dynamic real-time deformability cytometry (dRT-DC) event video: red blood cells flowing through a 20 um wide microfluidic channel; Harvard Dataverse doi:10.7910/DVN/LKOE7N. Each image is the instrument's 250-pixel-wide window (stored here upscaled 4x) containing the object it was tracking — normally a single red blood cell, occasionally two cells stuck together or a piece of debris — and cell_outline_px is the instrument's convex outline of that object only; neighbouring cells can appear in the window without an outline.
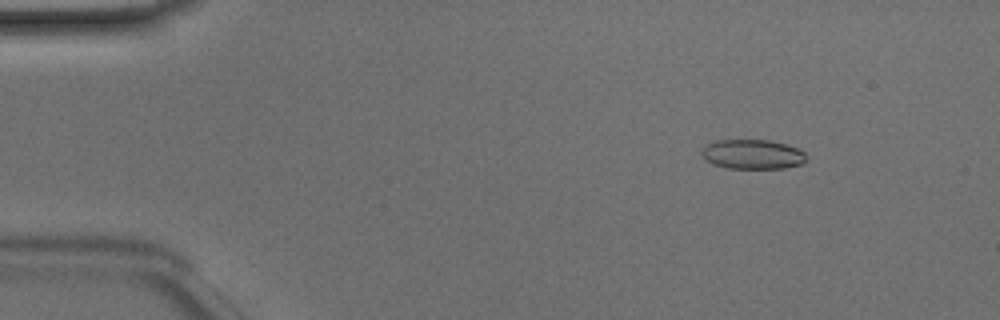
{"species": "Egyptian fruit bat (a non-hibernating species)", "species_latin": "Rousettus aegyptiacus", "temperature_condition": "room temperature", "stored_images_in_passage": 48, "camera_frame_rate_fps": 3000, "um_per_image_px": 0.085, "animal": {"sex": "male"}, "frame": {"image": 1, "passage_image": 6, "time_ms": 1.667, "image_size_px": [1000, 320], "cell_outline_px": [[808, 160], [804, 164], [784, 168], [728, 168], [712, 164], [704, 160], [700, 156], [700, 152], [708, 144], [716, 140], [768, 140], [788, 144], [804, 152], [808, 156]], "centroid_in_image_um": [63.99, 13.12], "position_along_channel_um": 21.0, "area_um2": 18.32}}
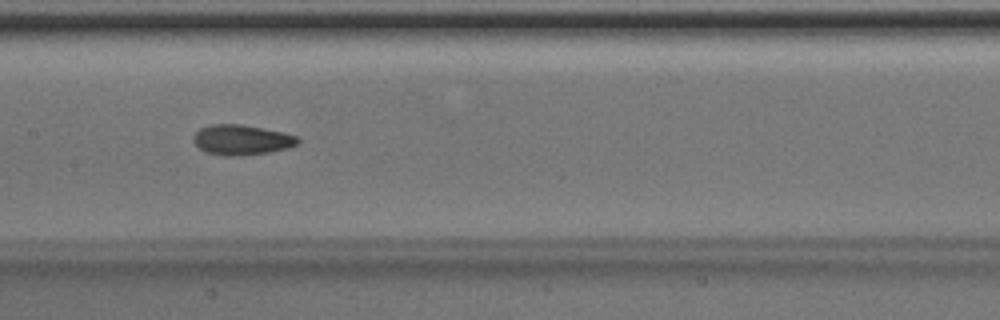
{"frame": {"image": 2, "passage_image": 24, "time_ms": 7.667, "image_size_px": [1000, 320], "cell_outline_px": [[300, 140], [296, 144], [284, 148], [268, 152], [240, 156], [224, 156], [204, 152], [192, 140], [192, 136], [200, 128], [212, 124], [240, 124], [284, 132], [296, 136]], "centroid_in_image_um": [20.48, 11.88], "position_along_channel_um": 186.9, "area_um2": 18.26}}
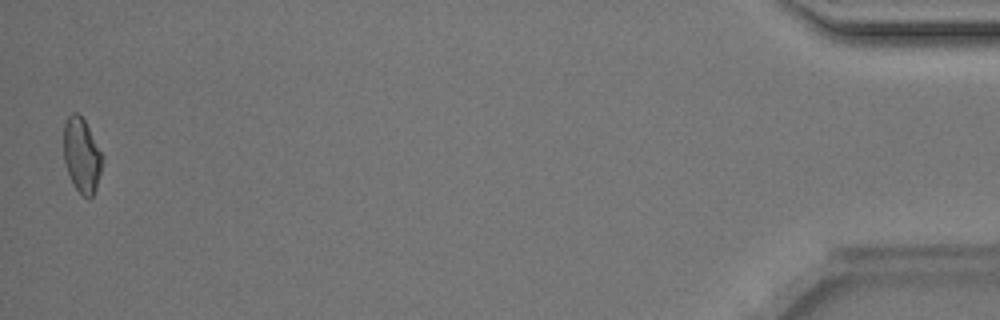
{"frame": {"image": 3, "passage_image": 48, "time_ms": 15.667, "image_size_px": [1000, 320], "cell_outline_px": [[104, 156], [96, 188], [92, 196], [88, 200], [76, 188], [68, 172], [64, 160], [64, 124], [68, 116], [72, 112], [76, 112], [84, 120]], "centroid_in_image_um": [6.96, 13.19], "position_along_channel_um": 428.2, "area_um2": 16.59}, "authors_computed_cell_mechanics": {"area_um2": 18.0625, "velocity_mm_per_s": 4.1698, "shape_relaxation_time_tau1_ms": 5.705, "shape_relaxation_time_tau2_ms": 2.5678, "deformation_change_tau1": 0.1245, "deformation_change_tau2": 0.0864}}